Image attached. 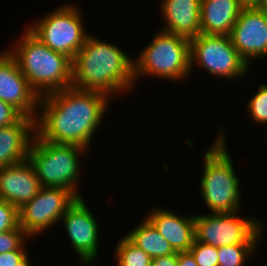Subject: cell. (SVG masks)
Returning a JSON list of instances; mask_svg holds the SVG:
<instances>
[{"label":"cell","instance_id":"1","mask_svg":"<svg viewBox=\"0 0 267 266\" xmlns=\"http://www.w3.org/2000/svg\"><path fill=\"white\" fill-rule=\"evenodd\" d=\"M111 101L104 93L72 86L42 96L36 133L46 141L90 150L91 141L103 124Z\"/></svg>","mask_w":267,"mask_h":266},{"label":"cell","instance_id":"2","mask_svg":"<svg viewBox=\"0 0 267 266\" xmlns=\"http://www.w3.org/2000/svg\"><path fill=\"white\" fill-rule=\"evenodd\" d=\"M119 47L90 33L72 60V87L101 92L113 100L133 90L134 59Z\"/></svg>","mask_w":267,"mask_h":266},{"label":"cell","instance_id":"3","mask_svg":"<svg viewBox=\"0 0 267 266\" xmlns=\"http://www.w3.org/2000/svg\"><path fill=\"white\" fill-rule=\"evenodd\" d=\"M7 48L39 97L72 86V60L42 43L27 28Z\"/></svg>","mask_w":267,"mask_h":266},{"label":"cell","instance_id":"4","mask_svg":"<svg viewBox=\"0 0 267 266\" xmlns=\"http://www.w3.org/2000/svg\"><path fill=\"white\" fill-rule=\"evenodd\" d=\"M223 130L224 127L217 131L214 142L207 147L202 158L204 166L199 191L210 213L240 212L243 204L241 182Z\"/></svg>","mask_w":267,"mask_h":266},{"label":"cell","instance_id":"5","mask_svg":"<svg viewBox=\"0 0 267 266\" xmlns=\"http://www.w3.org/2000/svg\"><path fill=\"white\" fill-rule=\"evenodd\" d=\"M86 151L89 153L80 146L43 140L36 133L28 160L35 168L41 187L64 188L81 198L78 188L82 170L80 158L88 154Z\"/></svg>","mask_w":267,"mask_h":266},{"label":"cell","instance_id":"6","mask_svg":"<svg viewBox=\"0 0 267 266\" xmlns=\"http://www.w3.org/2000/svg\"><path fill=\"white\" fill-rule=\"evenodd\" d=\"M190 74V40L181 36L158 30L147 46L134 56L135 86L144 76L181 82Z\"/></svg>","mask_w":267,"mask_h":266},{"label":"cell","instance_id":"7","mask_svg":"<svg viewBox=\"0 0 267 266\" xmlns=\"http://www.w3.org/2000/svg\"><path fill=\"white\" fill-rule=\"evenodd\" d=\"M76 6L70 2L61 4L25 28L50 49L73 60L90 34Z\"/></svg>","mask_w":267,"mask_h":266},{"label":"cell","instance_id":"8","mask_svg":"<svg viewBox=\"0 0 267 266\" xmlns=\"http://www.w3.org/2000/svg\"><path fill=\"white\" fill-rule=\"evenodd\" d=\"M194 225L195 240L215 247L259 244L265 234L263 221L239 212L195 214Z\"/></svg>","mask_w":267,"mask_h":266},{"label":"cell","instance_id":"9","mask_svg":"<svg viewBox=\"0 0 267 266\" xmlns=\"http://www.w3.org/2000/svg\"><path fill=\"white\" fill-rule=\"evenodd\" d=\"M196 66L215 78L237 81L244 79L251 69L233 46L230 36L202 33L190 40L191 73Z\"/></svg>","mask_w":267,"mask_h":266},{"label":"cell","instance_id":"10","mask_svg":"<svg viewBox=\"0 0 267 266\" xmlns=\"http://www.w3.org/2000/svg\"><path fill=\"white\" fill-rule=\"evenodd\" d=\"M77 198L64 188L41 187L38 194L19 209V226L31 239H36L40 233L59 224Z\"/></svg>","mask_w":267,"mask_h":266},{"label":"cell","instance_id":"11","mask_svg":"<svg viewBox=\"0 0 267 266\" xmlns=\"http://www.w3.org/2000/svg\"><path fill=\"white\" fill-rule=\"evenodd\" d=\"M91 211L83 197L77 198L60 220L81 266H93L99 257L101 234Z\"/></svg>","mask_w":267,"mask_h":266},{"label":"cell","instance_id":"12","mask_svg":"<svg viewBox=\"0 0 267 266\" xmlns=\"http://www.w3.org/2000/svg\"><path fill=\"white\" fill-rule=\"evenodd\" d=\"M229 36L250 68L252 60L267 58V14L259 8H243Z\"/></svg>","mask_w":267,"mask_h":266},{"label":"cell","instance_id":"13","mask_svg":"<svg viewBox=\"0 0 267 266\" xmlns=\"http://www.w3.org/2000/svg\"><path fill=\"white\" fill-rule=\"evenodd\" d=\"M0 100L12 105L23 116H38L40 97L22 74L8 50L0 51Z\"/></svg>","mask_w":267,"mask_h":266},{"label":"cell","instance_id":"14","mask_svg":"<svg viewBox=\"0 0 267 266\" xmlns=\"http://www.w3.org/2000/svg\"><path fill=\"white\" fill-rule=\"evenodd\" d=\"M40 189L35 168L28 159L0 168V199L18 209L33 199Z\"/></svg>","mask_w":267,"mask_h":266},{"label":"cell","instance_id":"15","mask_svg":"<svg viewBox=\"0 0 267 266\" xmlns=\"http://www.w3.org/2000/svg\"><path fill=\"white\" fill-rule=\"evenodd\" d=\"M159 3L161 18H164L160 31L188 40L201 33V0H161Z\"/></svg>","mask_w":267,"mask_h":266},{"label":"cell","instance_id":"16","mask_svg":"<svg viewBox=\"0 0 267 266\" xmlns=\"http://www.w3.org/2000/svg\"><path fill=\"white\" fill-rule=\"evenodd\" d=\"M151 210L145 217L172 248L176 252L189 251L195 241L194 215L184 216L157 206Z\"/></svg>","mask_w":267,"mask_h":266},{"label":"cell","instance_id":"17","mask_svg":"<svg viewBox=\"0 0 267 266\" xmlns=\"http://www.w3.org/2000/svg\"><path fill=\"white\" fill-rule=\"evenodd\" d=\"M36 134V119L22 116L16 123L0 127V168L28 159Z\"/></svg>","mask_w":267,"mask_h":266},{"label":"cell","instance_id":"18","mask_svg":"<svg viewBox=\"0 0 267 266\" xmlns=\"http://www.w3.org/2000/svg\"><path fill=\"white\" fill-rule=\"evenodd\" d=\"M243 8L240 0H201V33L229 36Z\"/></svg>","mask_w":267,"mask_h":266},{"label":"cell","instance_id":"19","mask_svg":"<svg viewBox=\"0 0 267 266\" xmlns=\"http://www.w3.org/2000/svg\"><path fill=\"white\" fill-rule=\"evenodd\" d=\"M125 236L152 259L176 253L169 242L162 237L147 218L142 219Z\"/></svg>","mask_w":267,"mask_h":266},{"label":"cell","instance_id":"20","mask_svg":"<svg viewBox=\"0 0 267 266\" xmlns=\"http://www.w3.org/2000/svg\"><path fill=\"white\" fill-rule=\"evenodd\" d=\"M118 241L114 250L117 266H151L152 258L133 244L125 235Z\"/></svg>","mask_w":267,"mask_h":266},{"label":"cell","instance_id":"21","mask_svg":"<svg viewBox=\"0 0 267 266\" xmlns=\"http://www.w3.org/2000/svg\"><path fill=\"white\" fill-rule=\"evenodd\" d=\"M257 245L258 244H234L217 247L219 258L218 266H244L246 261L250 260V258L256 254Z\"/></svg>","mask_w":267,"mask_h":266},{"label":"cell","instance_id":"22","mask_svg":"<svg viewBox=\"0 0 267 266\" xmlns=\"http://www.w3.org/2000/svg\"><path fill=\"white\" fill-rule=\"evenodd\" d=\"M258 90L247 101L249 117L255 124L267 126V83L259 85Z\"/></svg>","mask_w":267,"mask_h":266},{"label":"cell","instance_id":"23","mask_svg":"<svg viewBox=\"0 0 267 266\" xmlns=\"http://www.w3.org/2000/svg\"><path fill=\"white\" fill-rule=\"evenodd\" d=\"M189 251L194 256L198 266H218L217 247L194 241Z\"/></svg>","mask_w":267,"mask_h":266},{"label":"cell","instance_id":"24","mask_svg":"<svg viewBox=\"0 0 267 266\" xmlns=\"http://www.w3.org/2000/svg\"><path fill=\"white\" fill-rule=\"evenodd\" d=\"M30 237L19 226L0 233V253L18 250Z\"/></svg>","mask_w":267,"mask_h":266},{"label":"cell","instance_id":"25","mask_svg":"<svg viewBox=\"0 0 267 266\" xmlns=\"http://www.w3.org/2000/svg\"><path fill=\"white\" fill-rule=\"evenodd\" d=\"M19 227V209L0 199V233Z\"/></svg>","mask_w":267,"mask_h":266},{"label":"cell","instance_id":"26","mask_svg":"<svg viewBox=\"0 0 267 266\" xmlns=\"http://www.w3.org/2000/svg\"><path fill=\"white\" fill-rule=\"evenodd\" d=\"M23 115L12 105L0 100V127L16 123Z\"/></svg>","mask_w":267,"mask_h":266},{"label":"cell","instance_id":"27","mask_svg":"<svg viewBox=\"0 0 267 266\" xmlns=\"http://www.w3.org/2000/svg\"><path fill=\"white\" fill-rule=\"evenodd\" d=\"M25 242L18 250L0 253V266H16L26 255Z\"/></svg>","mask_w":267,"mask_h":266},{"label":"cell","instance_id":"28","mask_svg":"<svg viewBox=\"0 0 267 266\" xmlns=\"http://www.w3.org/2000/svg\"><path fill=\"white\" fill-rule=\"evenodd\" d=\"M151 266H178V252L172 255L153 258Z\"/></svg>","mask_w":267,"mask_h":266},{"label":"cell","instance_id":"29","mask_svg":"<svg viewBox=\"0 0 267 266\" xmlns=\"http://www.w3.org/2000/svg\"><path fill=\"white\" fill-rule=\"evenodd\" d=\"M178 266H198L190 251L178 252Z\"/></svg>","mask_w":267,"mask_h":266},{"label":"cell","instance_id":"30","mask_svg":"<svg viewBox=\"0 0 267 266\" xmlns=\"http://www.w3.org/2000/svg\"><path fill=\"white\" fill-rule=\"evenodd\" d=\"M261 0H240L241 5L244 8L258 7Z\"/></svg>","mask_w":267,"mask_h":266},{"label":"cell","instance_id":"31","mask_svg":"<svg viewBox=\"0 0 267 266\" xmlns=\"http://www.w3.org/2000/svg\"><path fill=\"white\" fill-rule=\"evenodd\" d=\"M30 258L29 253L26 255L16 266H32V263L30 264Z\"/></svg>","mask_w":267,"mask_h":266},{"label":"cell","instance_id":"32","mask_svg":"<svg viewBox=\"0 0 267 266\" xmlns=\"http://www.w3.org/2000/svg\"><path fill=\"white\" fill-rule=\"evenodd\" d=\"M261 11H264L267 14V0H261L258 7Z\"/></svg>","mask_w":267,"mask_h":266}]
</instances>
